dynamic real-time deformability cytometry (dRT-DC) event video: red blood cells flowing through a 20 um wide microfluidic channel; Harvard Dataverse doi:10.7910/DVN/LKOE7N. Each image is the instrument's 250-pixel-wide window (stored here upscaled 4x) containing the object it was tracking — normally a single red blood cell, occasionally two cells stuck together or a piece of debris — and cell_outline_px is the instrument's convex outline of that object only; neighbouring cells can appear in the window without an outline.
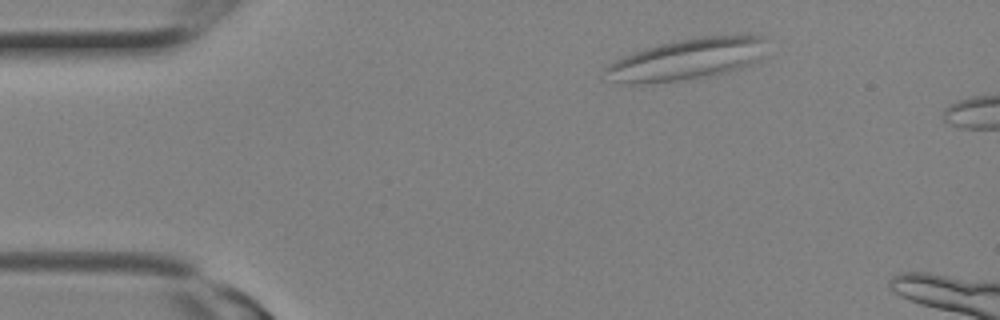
{"species": "Egyptian fruit bat (a non-hibernating species)", "species_latin": "Rousettus aegyptiacus", "temperature_condition": "room temperature", "stored_images_in_passage": 5, "camera_frame_rate_fps": 3000, "um_per_image_px": 0.085, "animal": {"sex": "female"}, "frame": {"image": 1, "passage_image": 2, "time_ms": 0.333, "image_size_px": [1000, 320], "cell_outline_px": [[768, 36], [756, 60], [752, 64], [740, 68], [708, 76], [648, 84], [624, 84], [604, 80], [604, 68], [608, 64], [624, 56], [660, 44], [700, 36], [740, 32], [748, 32]], "centroid_in_image_um": [58.39, 5.01], "position_along_channel_um": 26.6, "area_um2": 39.42}}